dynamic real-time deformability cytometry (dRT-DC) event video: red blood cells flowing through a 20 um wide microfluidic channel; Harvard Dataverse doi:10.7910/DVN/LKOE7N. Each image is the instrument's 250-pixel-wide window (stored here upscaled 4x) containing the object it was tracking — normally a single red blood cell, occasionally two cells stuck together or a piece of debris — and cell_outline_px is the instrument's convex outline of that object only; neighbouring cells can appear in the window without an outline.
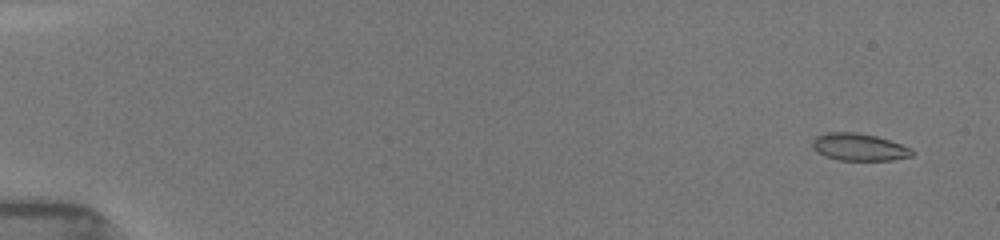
{"species": "common noctule bat (a hibernating species)", "species_latin": "Nyctalus noctula", "temperature_condition": "room temperature", "stored_images_in_passage": 54, "camera_frame_rate_fps": 3000, "um_per_image_px": 0.085, "animal": {"sex": "female", "body_mass_g": 19.5, "forearm_length_mm": 54.1}, "frame": {"image": 1, "passage_image": 4, "time_ms": 1.0, "image_size_px": [1000, 240], "cell_outline_px": [[916, 152], [912, 156], [892, 160], [840, 160], [824, 156], [816, 152], [812, 148], [812, 140], [816, 136], [828, 132], [856, 132], [876, 136], [912, 148]], "centroid_in_image_um": [73.01, 12.5], "position_along_channel_um": 12.0, "area_um2": 15.95}}
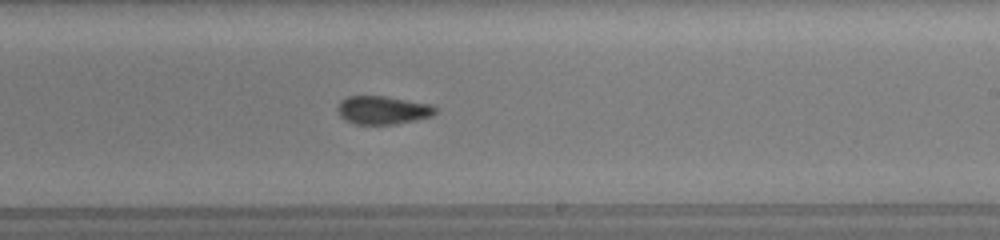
{"frame": {"image": 2, "passage_image": 34, "time_ms": 11.0, "image_size_px": [1000, 240], "cell_outline_px": [[440, 108], [432, 116], [416, 120], [396, 124], [356, 124], [344, 120], [340, 116], [336, 108], [340, 100], [348, 96], [384, 96], [432, 104]], "centroid_in_image_um": [32.55, 9.36], "position_along_channel_um": 256.5, "area_um2": 16.36}}
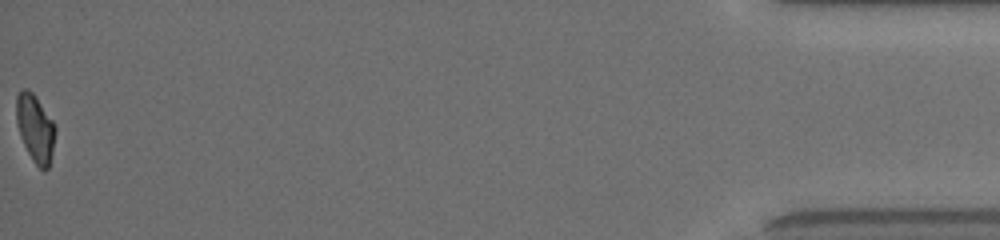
{"frame": {"image": 3, "passage_image": 54, "time_ms": 17.667, "image_size_px": [1000, 240], "cell_outline_px": [[56, 132], [52, 152], [48, 168], [44, 172], [32, 160], [20, 136], [16, 124], [16, 96], [24, 88], [28, 88], [36, 96], [56, 124]], "centroid_in_image_um": [3.0, 10.88], "position_along_channel_um": 432.2, "area_um2": 15.55}, "authors_computed_cell_mechanics": {"area_um2": 16.1262, "velocity_mm_per_s": 3.9658, "shape_relaxation_time_tau1_ms": 6.0695, "shape_relaxation_time_tau2_ms": 1.1284, "deformation_change_tau1": 0.1437, "deformation_change_tau2": 0.0565}}